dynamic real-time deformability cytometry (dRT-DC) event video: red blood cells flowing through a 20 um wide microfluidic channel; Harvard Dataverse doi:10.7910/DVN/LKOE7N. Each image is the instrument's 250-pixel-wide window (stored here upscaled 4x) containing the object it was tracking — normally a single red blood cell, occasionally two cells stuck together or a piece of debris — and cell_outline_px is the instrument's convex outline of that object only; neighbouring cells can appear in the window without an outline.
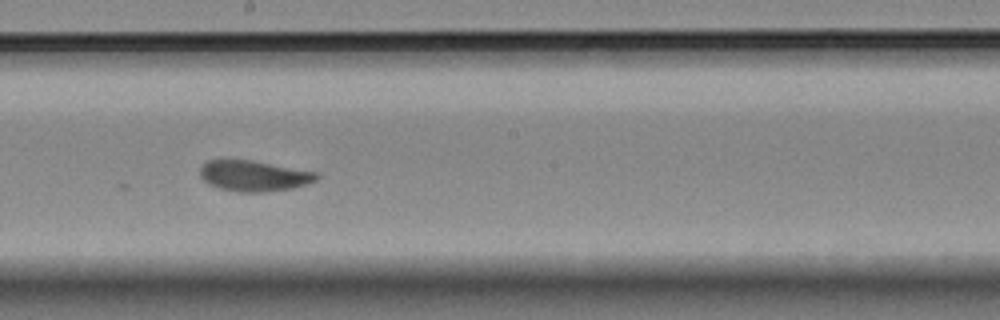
{"species": "Egyptian fruit bat (a non-hibernating species)", "species_latin": "Rousettus aegyptiacus", "temperature_condition": "room temperature", "stored_images_in_passage": 13, "segment_of_instrument_passage": [1, 2], "camera_frame_rate_fps": 3000, "um_per_image_px": 0.085, "animal": {"sex": "female"}, "frame": {"image": 1, "passage_image": 9, "time_ms": 9.333, "image_size_px": [1000, 320], "cell_outline_px": [[320, 176], [316, 180], [308, 184], [292, 188], [264, 192], [240, 192], [220, 188], [208, 184], [200, 176], [200, 168], [208, 160], [252, 160], [320, 172]], "centroid_in_image_um": [21.63, 14.94], "position_along_channel_um": 226.6, "area_um2": 20.98}}
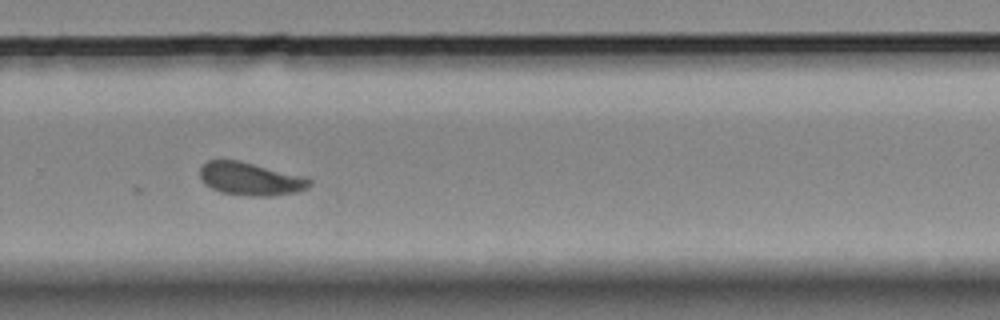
{"frame": {"image": 2, "passage_image": 11, "time_ms": 11.667, "image_size_px": [1000, 320], "cell_outline_px": [[312, 184], [308, 188], [296, 192], [272, 196], [248, 196], [220, 192], [204, 184], [200, 180], [200, 168], [208, 160], [240, 160], [308, 176], [312, 180]], "centroid_in_image_um": [21.34, 15.2], "position_along_channel_um": 308.5, "area_um2": 21.56}}
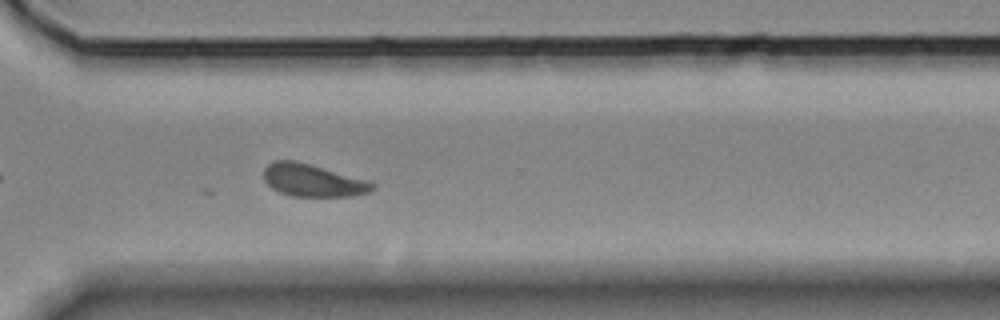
{"frame": {"image": 3, "passage_image": 12, "time_ms": 12.667, "image_size_px": [1000, 320], "cell_outline_px": [[376, 188], [372, 192], [352, 196], [292, 196], [280, 192], [272, 188], [264, 180], [264, 168], [272, 160], [296, 160], [372, 180], [376, 184]], "centroid_in_image_um": [26.66, 15.32], "position_along_channel_um": 343.9, "area_um2": 21.1}}